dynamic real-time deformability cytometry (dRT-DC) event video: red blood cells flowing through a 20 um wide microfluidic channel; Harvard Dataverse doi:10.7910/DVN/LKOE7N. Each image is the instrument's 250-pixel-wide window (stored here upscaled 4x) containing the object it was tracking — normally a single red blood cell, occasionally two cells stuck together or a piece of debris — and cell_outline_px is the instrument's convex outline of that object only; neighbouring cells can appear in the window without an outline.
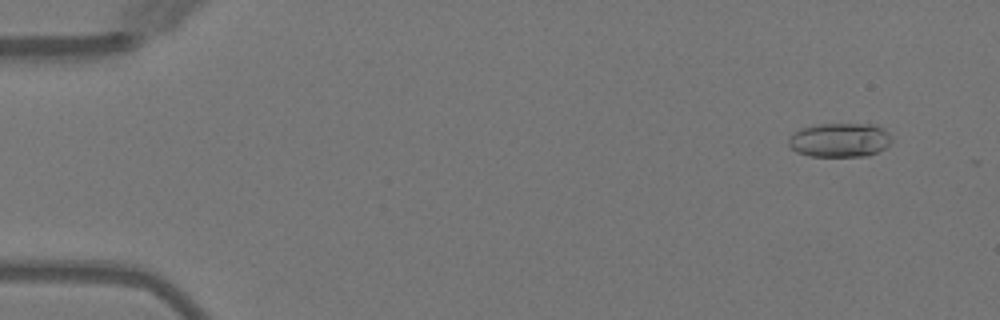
{"species": "Egyptian fruit bat (a non-hibernating species)", "species_latin": "Rousettus aegyptiacus", "temperature_condition": "warm", "stored_images_in_passage": 4, "camera_frame_rate_fps": 3000, "um_per_image_px": 0.085, "animal": {"sex": "female"}, "frame": {"image": 1, "passage_image": 1, "time_ms": 0.0, "image_size_px": [1000, 320], "cell_outline_px": [[892, 140], [884, 148], [868, 156], [808, 156], [796, 152], [788, 144], [788, 140], [800, 128], [820, 124], [872, 124], [884, 128], [892, 136]], "centroid_in_image_um": [71.4, 11.9], "position_along_channel_um": 13.6, "area_um2": 20.46}}